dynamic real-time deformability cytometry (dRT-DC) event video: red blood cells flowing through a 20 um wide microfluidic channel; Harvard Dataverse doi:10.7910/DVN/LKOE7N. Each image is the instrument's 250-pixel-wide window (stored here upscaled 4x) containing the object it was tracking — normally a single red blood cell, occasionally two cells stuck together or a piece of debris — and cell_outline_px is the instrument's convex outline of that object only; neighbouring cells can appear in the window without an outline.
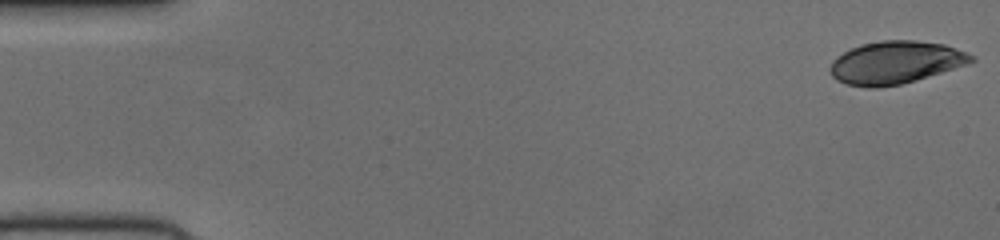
{"species": "human", "species_latin": "Homo sapiens", "temperature_condition": "cold", "stored_images_in_passage": 51, "camera_frame_rate_fps": 3000, "um_per_image_px": 0.085, "donor": {"sex": "female"}, "frame": {"image": 1, "passage_image": 1, "time_ms": 0.0, "image_size_px": [1000, 240], "cell_outline_px": [[976, 60], [916, 80], [900, 84], [876, 88], [868, 88], [844, 84], [836, 80], [832, 76], [828, 68], [832, 60], [836, 56], [860, 44], [880, 40], [916, 40], [944, 44], [968, 52], [976, 56]], "centroid_in_image_um": [76.07, 5.31], "position_along_channel_um": 8.9, "area_um2": 35.2}}
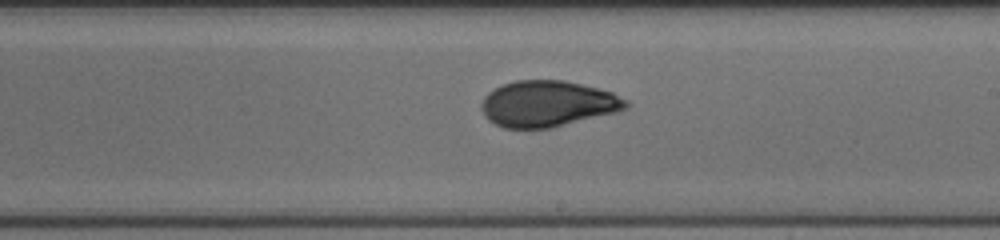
{"frame": {"image": 2, "passage_image": 30, "time_ms": 9.667, "image_size_px": [1000, 240], "cell_outline_px": [[628, 108], [616, 112], [552, 128], [504, 128], [488, 120], [484, 116], [480, 108], [480, 104], [484, 96], [488, 92], [504, 84], [516, 80], [564, 80], [612, 92], [628, 100]], "centroid_in_image_um": [46.53, 8.82], "position_along_channel_um": 242.5, "area_um2": 38.84}}
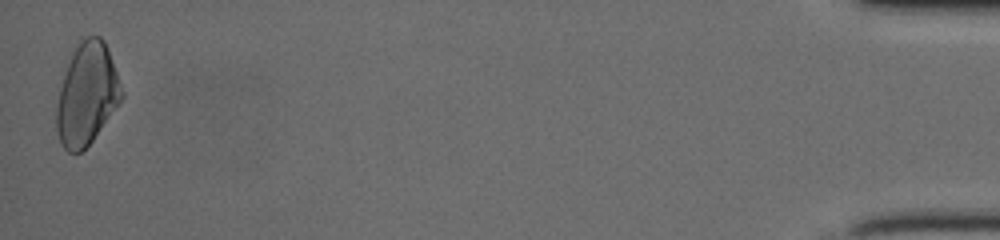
{"frame": {"image": 3, "passage_image": 51, "time_ms": 16.667, "image_size_px": [1000, 240], "cell_outline_px": [[124, 96], [92, 140], [80, 152], [68, 152], [60, 144], [56, 128], [56, 104], [60, 88], [72, 52], [80, 40], [88, 36], [100, 36], [104, 40], [124, 92]], "centroid_in_image_um": [7.37, 8.01], "position_along_channel_um": 427.8, "area_um2": 38.15}}